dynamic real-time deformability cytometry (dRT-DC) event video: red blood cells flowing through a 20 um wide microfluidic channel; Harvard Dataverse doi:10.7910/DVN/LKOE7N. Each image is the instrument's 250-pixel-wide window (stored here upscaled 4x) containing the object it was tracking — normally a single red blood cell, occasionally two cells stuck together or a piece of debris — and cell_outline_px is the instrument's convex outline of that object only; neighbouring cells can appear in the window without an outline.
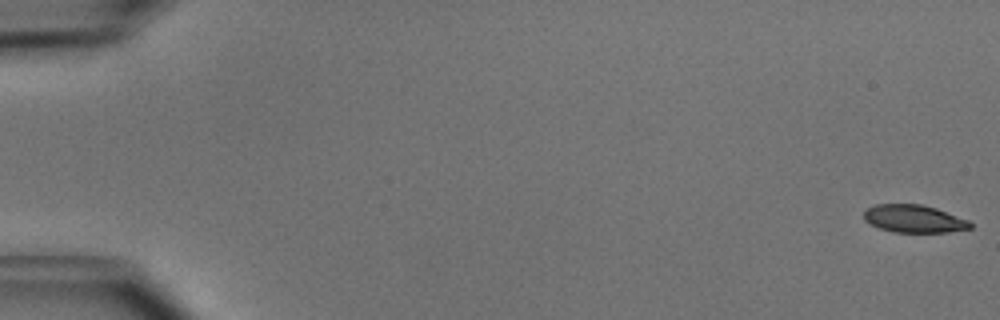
{"species": "common noctule bat (a hibernating species)", "species_latin": "Nyctalus noctula", "temperature_condition": "cold", "stored_images_in_passage": 52, "camera_frame_rate_fps": 3000, "um_per_image_px": 0.085, "animal": {"sex": "male", "body_mass_g": 15.6}, "frame": {"image": 1, "passage_image": 1, "time_ms": 0.0, "image_size_px": [1000, 320], "cell_outline_px": [[972, 228], [948, 232], [892, 232], [880, 228], [864, 220], [864, 212], [868, 208], [876, 204], [920, 204], [936, 208], [968, 220], [972, 224]], "centroid_in_image_um": [77.69, 18.59], "position_along_channel_um": 7.3, "area_um2": 17.05}}
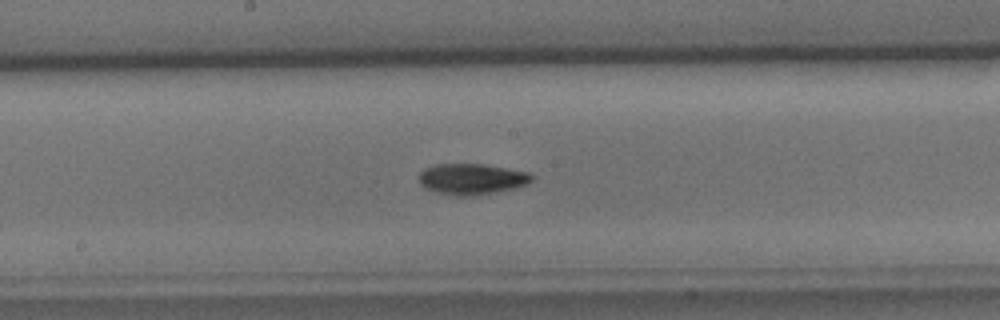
{"frame": {"image": 2, "passage_image": 28, "time_ms": 9.0, "image_size_px": [1000, 320], "cell_outline_px": [[536, 176], [528, 184], [496, 192], [472, 196], [456, 196], [436, 192], [424, 188], [420, 184], [420, 172], [424, 168], [436, 164], [484, 164], [532, 172]], "centroid_in_image_um": [40.13, 15.21], "position_along_channel_um": 208.1, "area_um2": 20.58}}
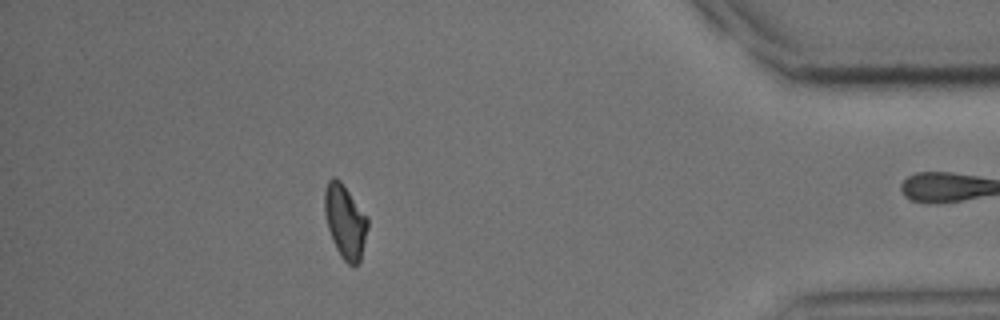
{"frame": {"image": 3, "passage_image": 46, "time_ms": 15.0, "image_size_px": [1000, 320], "cell_outline_px": [[368, 228], [360, 260], [352, 268], [340, 256], [332, 240], [328, 228], [324, 212], [324, 192], [328, 180], [332, 176], [336, 176], [340, 180], [368, 216]], "centroid_in_image_um": [29.33, 18.8], "position_along_channel_um": 405.9, "area_um2": 18.73}, "authors_computed_cell_mechanics": {"area_um2": 18.785, "velocity_mm_per_s": 3.9741, "shape_relaxation_time_tau1_ms": 2.397, "shape_relaxation_time_tau2_ms": null, "deformation_change_tau1": 0.1243, "deformation_change_tau2": null}}